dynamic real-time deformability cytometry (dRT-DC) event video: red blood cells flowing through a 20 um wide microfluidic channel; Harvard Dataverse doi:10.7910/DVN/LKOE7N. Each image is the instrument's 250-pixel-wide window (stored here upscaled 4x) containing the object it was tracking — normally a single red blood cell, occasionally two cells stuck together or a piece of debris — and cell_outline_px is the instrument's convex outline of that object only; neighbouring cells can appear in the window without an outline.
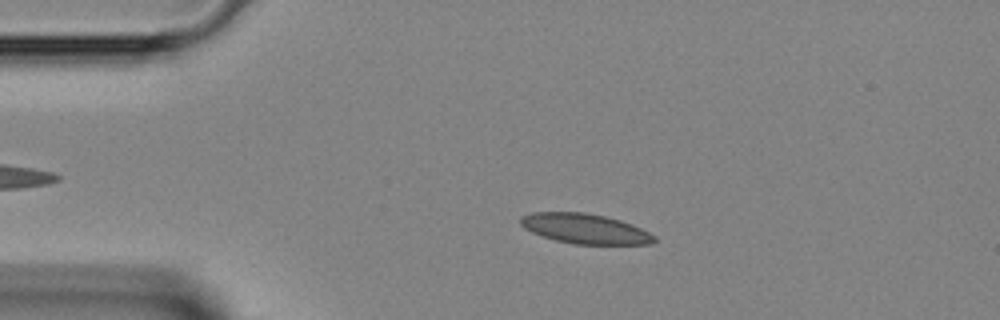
{"species": "Egyptian fruit bat (a non-hibernating species)", "species_latin": "Rousettus aegyptiacus", "temperature_condition": "room temperature", "stored_images_in_passage": 31, "camera_frame_rate_fps": 3000, "um_per_image_px": 0.085, "animal": {"sex": "female"}, "frame": {"image": 1, "passage_image": 2, "time_ms": 0.333, "image_size_px": [1000, 320], "cell_outline_px": [[656, 240], [652, 244], [576, 244], [556, 240], [532, 232], [524, 228], [520, 224], [520, 216], [532, 212], [584, 212], [604, 216], [620, 220], [632, 224], [656, 236]], "centroid_in_image_um": [49.72, 19.43], "position_along_channel_um": 35.3, "area_um2": 23.24}}
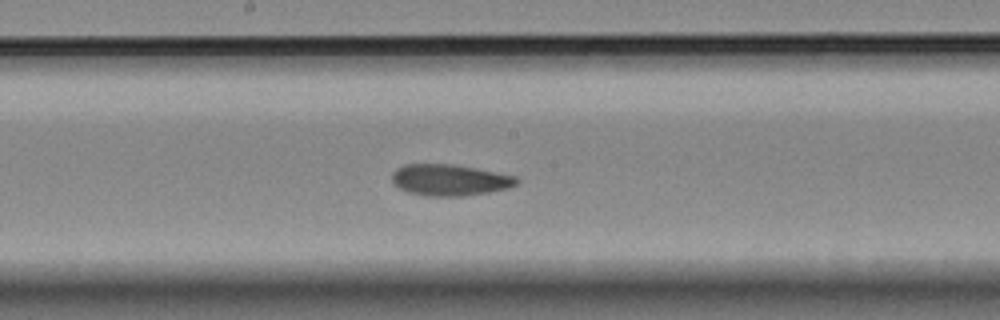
{"frame": {"image": 2, "passage_image": 16, "time_ms": 5.0, "image_size_px": [1000, 320], "cell_outline_px": [[520, 180], [516, 184], [508, 188], [488, 192], [464, 196], [428, 196], [408, 192], [400, 188], [392, 180], [392, 172], [396, 168], [404, 164], [452, 164], [476, 168], [516, 176]], "centroid_in_image_um": [38.22, 15.29], "position_along_channel_um": 210.0, "area_um2": 22.72}}
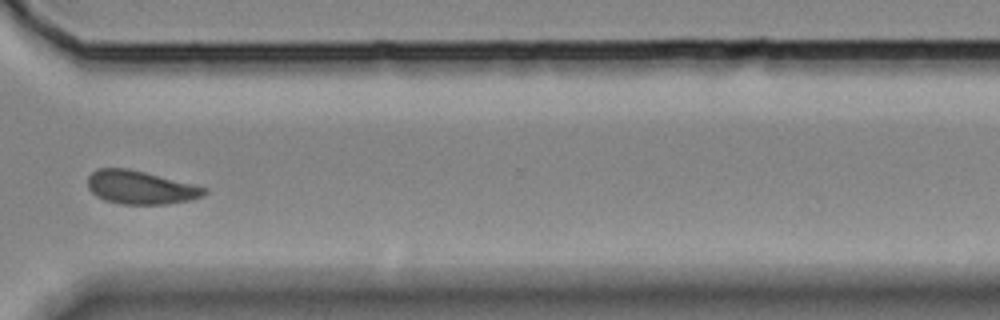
{"frame": {"image": 3, "passage_image": 26, "time_ms": 8.333, "image_size_px": [1000, 320], "cell_outline_px": [[208, 192], [204, 196], [192, 200], [168, 204], [120, 204], [104, 200], [96, 196], [88, 188], [88, 176], [96, 168], [128, 168], [208, 188]], "centroid_in_image_um": [11.94, 15.94], "position_along_channel_um": 358.7, "area_um2": 22.77}}